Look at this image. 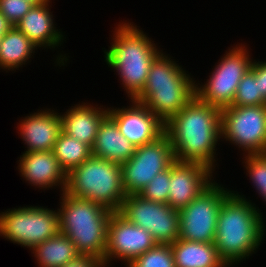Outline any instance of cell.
Wrapping results in <instances>:
<instances>
[{
    "instance_id": "20",
    "label": "cell",
    "mask_w": 266,
    "mask_h": 267,
    "mask_svg": "<svg viewBox=\"0 0 266 267\" xmlns=\"http://www.w3.org/2000/svg\"><path fill=\"white\" fill-rule=\"evenodd\" d=\"M48 7L49 2L35 4L15 27L37 47L55 48L63 40V35L55 29L53 15Z\"/></svg>"
},
{
    "instance_id": "15",
    "label": "cell",
    "mask_w": 266,
    "mask_h": 267,
    "mask_svg": "<svg viewBox=\"0 0 266 267\" xmlns=\"http://www.w3.org/2000/svg\"><path fill=\"white\" fill-rule=\"evenodd\" d=\"M59 113L50 109L30 114L19 122L20 135L27 145L25 152L53 151L62 132Z\"/></svg>"
},
{
    "instance_id": "25",
    "label": "cell",
    "mask_w": 266,
    "mask_h": 267,
    "mask_svg": "<svg viewBox=\"0 0 266 267\" xmlns=\"http://www.w3.org/2000/svg\"><path fill=\"white\" fill-rule=\"evenodd\" d=\"M53 152L61 168L68 174L72 169L81 165L91 155V148L81 141L61 132Z\"/></svg>"
},
{
    "instance_id": "17",
    "label": "cell",
    "mask_w": 266,
    "mask_h": 267,
    "mask_svg": "<svg viewBox=\"0 0 266 267\" xmlns=\"http://www.w3.org/2000/svg\"><path fill=\"white\" fill-rule=\"evenodd\" d=\"M170 59L162 52L155 57L143 90L133 100L142 103L155 89L195 88V81L190 75Z\"/></svg>"
},
{
    "instance_id": "27",
    "label": "cell",
    "mask_w": 266,
    "mask_h": 267,
    "mask_svg": "<svg viewBox=\"0 0 266 267\" xmlns=\"http://www.w3.org/2000/svg\"><path fill=\"white\" fill-rule=\"evenodd\" d=\"M128 267H175L171 246L169 244H156L137 257Z\"/></svg>"
},
{
    "instance_id": "14",
    "label": "cell",
    "mask_w": 266,
    "mask_h": 267,
    "mask_svg": "<svg viewBox=\"0 0 266 267\" xmlns=\"http://www.w3.org/2000/svg\"><path fill=\"white\" fill-rule=\"evenodd\" d=\"M212 173V169L201 163L174 161L168 204L176 210L186 207L212 183Z\"/></svg>"
},
{
    "instance_id": "26",
    "label": "cell",
    "mask_w": 266,
    "mask_h": 267,
    "mask_svg": "<svg viewBox=\"0 0 266 267\" xmlns=\"http://www.w3.org/2000/svg\"><path fill=\"white\" fill-rule=\"evenodd\" d=\"M266 102L261 98L258 79L254 76V61L240 81L231 106H259Z\"/></svg>"
},
{
    "instance_id": "12",
    "label": "cell",
    "mask_w": 266,
    "mask_h": 267,
    "mask_svg": "<svg viewBox=\"0 0 266 267\" xmlns=\"http://www.w3.org/2000/svg\"><path fill=\"white\" fill-rule=\"evenodd\" d=\"M156 244L148 231L129 222L118 211L113 212L107 227L103 265L106 267L113 258H120L128 266Z\"/></svg>"
},
{
    "instance_id": "30",
    "label": "cell",
    "mask_w": 266,
    "mask_h": 267,
    "mask_svg": "<svg viewBox=\"0 0 266 267\" xmlns=\"http://www.w3.org/2000/svg\"><path fill=\"white\" fill-rule=\"evenodd\" d=\"M34 5L30 0H0V13L15 26Z\"/></svg>"
},
{
    "instance_id": "3",
    "label": "cell",
    "mask_w": 266,
    "mask_h": 267,
    "mask_svg": "<svg viewBox=\"0 0 266 267\" xmlns=\"http://www.w3.org/2000/svg\"><path fill=\"white\" fill-rule=\"evenodd\" d=\"M59 230L75 245L80 255L104 260L107 227L113 211L84 198L61 194Z\"/></svg>"
},
{
    "instance_id": "8",
    "label": "cell",
    "mask_w": 266,
    "mask_h": 267,
    "mask_svg": "<svg viewBox=\"0 0 266 267\" xmlns=\"http://www.w3.org/2000/svg\"><path fill=\"white\" fill-rule=\"evenodd\" d=\"M245 46H237L221 58L203 86L195 84V96L219 109L231 106L238 85L252 64Z\"/></svg>"
},
{
    "instance_id": "31",
    "label": "cell",
    "mask_w": 266,
    "mask_h": 267,
    "mask_svg": "<svg viewBox=\"0 0 266 267\" xmlns=\"http://www.w3.org/2000/svg\"><path fill=\"white\" fill-rule=\"evenodd\" d=\"M254 76L258 79L260 96L266 102V62H254Z\"/></svg>"
},
{
    "instance_id": "19",
    "label": "cell",
    "mask_w": 266,
    "mask_h": 267,
    "mask_svg": "<svg viewBox=\"0 0 266 267\" xmlns=\"http://www.w3.org/2000/svg\"><path fill=\"white\" fill-rule=\"evenodd\" d=\"M86 103L77 104L68 109L66 114L60 115L62 132L87 144L93 146L97 131L102 119L108 114V109L96 108Z\"/></svg>"
},
{
    "instance_id": "6",
    "label": "cell",
    "mask_w": 266,
    "mask_h": 267,
    "mask_svg": "<svg viewBox=\"0 0 266 267\" xmlns=\"http://www.w3.org/2000/svg\"><path fill=\"white\" fill-rule=\"evenodd\" d=\"M59 231V214L56 210L24 206L0 213V236L23 247L33 249Z\"/></svg>"
},
{
    "instance_id": "21",
    "label": "cell",
    "mask_w": 266,
    "mask_h": 267,
    "mask_svg": "<svg viewBox=\"0 0 266 267\" xmlns=\"http://www.w3.org/2000/svg\"><path fill=\"white\" fill-rule=\"evenodd\" d=\"M175 267H227L220 259L214 243L177 239L170 244Z\"/></svg>"
},
{
    "instance_id": "29",
    "label": "cell",
    "mask_w": 266,
    "mask_h": 267,
    "mask_svg": "<svg viewBox=\"0 0 266 267\" xmlns=\"http://www.w3.org/2000/svg\"><path fill=\"white\" fill-rule=\"evenodd\" d=\"M244 161L254 188L266 202V153L247 154Z\"/></svg>"
},
{
    "instance_id": "18",
    "label": "cell",
    "mask_w": 266,
    "mask_h": 267,
    "mask_svg": "<svg viewBox=\"0 0 266 267\" xmlns=\"http://www.w3.org/2000/svg\"><path fill=\"white\" fill-rule=\"evenodd\" d=\"M93 156L122 165L135 152V147L120 133L115 120L107 114L101 121L93 146Z\"/></svg>"
},
{
    "instance_id": "13",
    "label": "cell",
    "mask_w": 266,
    "mask_h": 267,
    "mask_svg": "<svg viewBox=\"0 0 266 267\" xmlns=\"http://www.w3.org/2000/svg\"><path fill=\"white\" fill-rule=\"evenodd\" d=\"M132 106L108 108L120 133L136 148L151 143L165 132V124L144 104L131 100Z\"/></svg>"
},
{
    "instance_id": "9",
    "label": "cell",
    "mask_w": 266,
    "mask_h": 267,
    "mask_svg": "<svg viewBox=\"0 0 266 267\" xmlns=\"http://www.w3.org/2000/svg\"><path fill=\"white\" fill-rule=\"evenodd\" d=\"M246 154L266 153V104L221 109V138Z\"/></svg>"
},
{
    "instance_id": "11",
    "label": "cell",
    "mask_w": 266,
    "mask_h": 267,
    "mask_svg": "<svg viewBox=\"0 0 266 267\" xmlns=\"http://www.w3.org/2000/svg\"><path fill=\"white\" fill-rule=\"evenodd\" d=\"M129 222L148 231L157 244H172L179 237V212L169 204L127 195L118 211Z\"/></svg>"
},
{
    "instance_id": "23",
    "label": "cell",
    "mask_w": 266,
    "mask_h": 267,
    "mask_svg": "<svg viewBox=\"0 0 266 267\" xmlns=\"http://www.w3.org/2000/svg\"><path fill=\"white\" fill-rule=\"evenodd\" d=\"M31 250L40 267H62L80 256L74 243L60 231Z\"/></svg>"
},
{
    "instance_id": "22",
    "label": "cell",
    "mask_w": 266,
    "mask_h": 267,
    "mask_svg": "<svg viewBox=\"0 0 266 267\" xmlns=\"http://www.w3.org/2000/svg\"><path fill=\"white\" fill-rule=\"evenodd\" d=\"M195 96V88L155 89L143 102L164 124Z\"/></svg>"
},
{
    "instance_id": "7",
    "label": "cell",
    "mask_w": 266,
    "mask_h": 267,
    "mask_svg": "<svg viewBox=\"0 0 266 267\" xmlns=\"http://www.w3.org/2000/svg\"><path fill=\"white\" fill-rule=\"evenodd\" d=\"M212 182L179 212V239L214 243L222 202L232 193Z\"/></svg>"
},
{
    "instance_id": "33",
    "label": "cell",
    "mask_w": 266,
    "mask_h": 267,
    "mask_svg": "<svg viewBox=\"0 0 266 267\" xmlns=\"http://www.w3.org/2000/svg\"><path fill=\"white\" fill-rule=\"evenodd\" d=\"M13 25L0 13V36L7 33Z\"/></svg>"
},
{
    "instance_id": "34",
    "label": "cell",
    "mask_w": 266,
    "mask_h": 267,
    "mask_svg": "<svg viewBox=\"0 0 266 267\" xmlns=\"http://www.w3.org/2000/svg\"><path fill=\"white\" fill-rule=\"evenodd\" d=\"M30 1H32L35 4H43L45 2H50L49 0H30Z\"/></svg>"
},
{
    "instance_id": "28",
    "label": "cell",
    "mask_w": 266,
    "mask_h": 267,
    "mask_svg": "<svg viewBox=\"0 0 266 267\" xmlns=\"http://www.w3.org/2000/svg\"><path fill=\"white\" fill-rule=\"evenodd\" d=\"M171 166L156 176L139 193L144 199L168 204Z\"/></svg>"
},
{
    "instance_id": "24",
    "label": "cell",
    "mask_w": 266,
    "mask_h": 267,
    "mask_svg": "<svg viewBox=\"0 0 266 267\" xmlns=\"http://www.w3.org/2000/svg\"><path fill=\"white\" fill-rule=\"evenodd\" d=\"M37 46L13 26L2 36L0 45V67L14 70L25 64Z\"/></svg>"
},
{
    "instance_id": "16",
    "label": "cell",
    "mask_w": 266,
    "mask_h": 267,
    "mask_svg": "<svg viewBox=\"0 0 266 267\" xmlns=\"http://www.w3.org/2000/svg\"><path fill=\"white\" fill-rule=\"evenodd\" d=\"M19 162V173L33 186L49 189L61 185L65 191L67 174L53 151L24 152Z\"/></svg>"
},
{
    "instance_id": "2",
    "label": "cell",
    "mask_w": 266,
    "mask_h": 267,
    "mask_svg": "<svg viewBox=\"0 0 266 267\" xmlns=\"http://www.w3.org/2000/svg\"><path fill=\"white\" fill-rule=\"evenodd\" d=\"M264 231L259 209L233 191L222 202L217 218L214 244L220 259L228 267L251 256L261 245Z\"/></svg>"
},
{
    "instance_id": "10",
    "label": "cell",
    "mask_w": 266,
    "mask_h": 267,
    "mask_svg": "<svg viewBox=\"0 0 266 267\" xmlns=\"http://www.w3.org/2000/svg\"><path fill=\"white\" fill-rule=\"evenodd\" d=\"M174 161L173 148L165 132L153 142L136 147L133 156L121 165L126 195L139 194L156 174L168 169Z\"/></svg>"
},
{
    "instance_id": "32",
    "label": "cell",
    "mask_w": 266,
    "mask_h": 267,
    "mask_svg": "<svg viewBox=\"0 0 266 267\" xmlns=\"http://www.w3.org/2000/svg\"><path fill=\"white\" fill-rule=\"evenodd\" d=\"M62 267H104L103 262L93 256L80 255Z\"/></svg>"
},
{
    "instance_id": "1",
    "label": "cell",
    "mask_w": 266,
    "mask_h": 267,
    "mask_svg": "<svg viewBox=\"0 0 266 267\" xmlns=\"http://www.w3.org/2000/svg\"><path fill=\"white\" fill-rule=\"evenodd\" d=\"M175 161L196 162L213 167L215 147L221 138V109L194 96L165 123Z\"/></svg>"
},
{
    "instance_id": "5",
    "label": "cell",
    "mask_w": 266,
    "mask_h": 267,
    "mask_svg": "<svg viewBox=\"0 0 266 267\" xmlns=\"http://www.w3.org/2000/svg\"><path fill=\"white\" fill-rule=\"evenodd\" d=\"M65 193L119 211L126 198L121 165L91 155L67 174Z\"/></svg>"
},
{
    "instance_id": "4",
    "label": "cell",
    "mask_w": 266,
    "mask_h": 267,
    "mask_svg": "<svg viewBox=\"0 0 266 267\" xmlns=\"http://www.w3.org/2000/svg\"><path fill=\"white\" fill-rule=\"evenodd\" d=\"M114 42L105 50L108 66L117 70L128 96L133 100L144 88L152 61L161 52L136 25L119 24Z\"/></svg>"
}]
</instances>
